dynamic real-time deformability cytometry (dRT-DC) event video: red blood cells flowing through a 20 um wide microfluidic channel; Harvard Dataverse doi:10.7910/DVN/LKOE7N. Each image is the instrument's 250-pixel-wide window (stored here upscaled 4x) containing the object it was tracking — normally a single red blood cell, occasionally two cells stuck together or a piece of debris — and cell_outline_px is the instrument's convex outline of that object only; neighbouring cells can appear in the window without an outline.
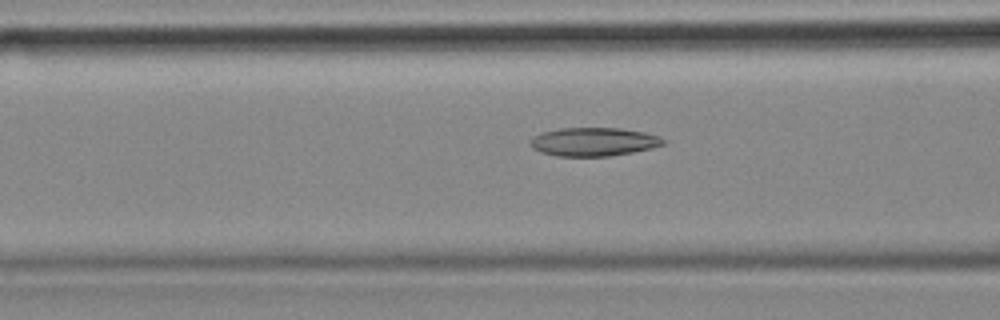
{"species": "common noctule bat (a hibernating species)", "species_latin": "Nyctalus noctula", "temperature_condition": "cold", "stored_images_in_passage": 55, "camera_frame_rate_fps": 3000, "um_per_image_px": 0.085, "animal": {"sex": "female", "body_mass_g": 18.4}, "frame": {"image": 1, "passage_image": 21, "time_ms": 6.667, "image_size_px": [1000, 320], "cell_outline_px": [[668, 140], [664, 144], [652, 148], [632, 152], [608, 156], [556, 156], [540, 152], [532, 148], [528, 144], [528, 140], [532, 136], [540, 132], [560, 128], [620, 128], [644, 132]], "centroid_in_image_um": [50.39, 12.05], "position_along_channel_um": 116.2, "area_um2": 22.31}}
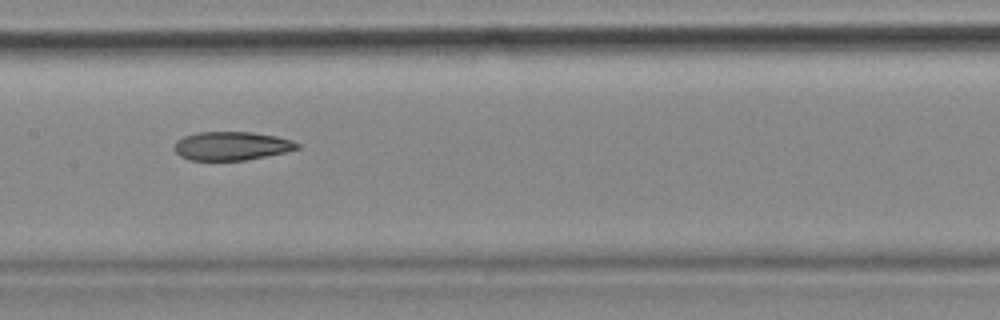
{"frame": {"image": 2, "passage_image": 27, "time_ms": 8.667, "image_size_px": [1000, 320], "cell_outline_px": [[300, 148], [284, 152], [244, 160], [188, 160], [180, 156], [176, 152], [176, 140], [184, 136], [196, 132], [252, 132], [276, 136], [292, 140], [300, 144]], "centroid_in_image_um": [19.68, 12.39], "position_along_channel_um": 187.7, "area_um2": 20.35}}
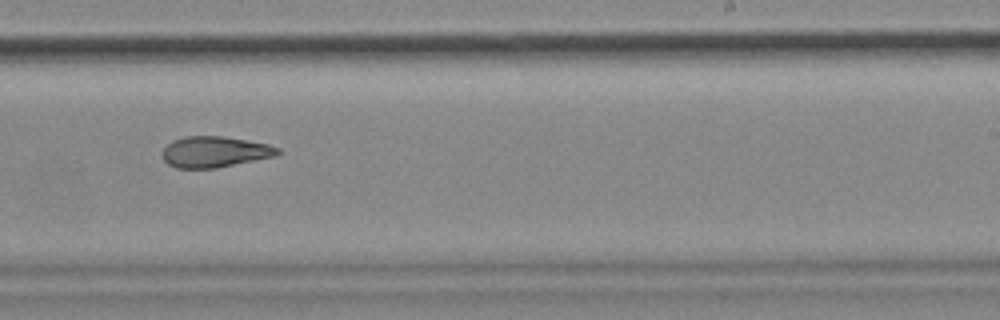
{"frame": {"image": 3, "passage_image": 34, "time_ms": 11.0, "image_size_px": [1000, 320], "cell_outline_px": [[280, 152], [276, 156], [216, 168], [176, 168], [168, 164], [164, 160], [160, 152], [172, 140], [184, 136], [224, 136], [268, 144], [280, 148]], "centroid_in_image_um": [18.23, 12.9], "position_along_channel_um": 270.8, "area_um2": 20.92}, "authors_computed_cell_mechanics": {"area_um2": 22.4264, "velocity_mm_per_s": 3.582, "shape_relaxation_time_tau1_ms": null, "shape_relaxation_time_tau2_ms": 3.9404, "deformation_change_tau1": null, "deformation_change_tau2": 0.1157}}